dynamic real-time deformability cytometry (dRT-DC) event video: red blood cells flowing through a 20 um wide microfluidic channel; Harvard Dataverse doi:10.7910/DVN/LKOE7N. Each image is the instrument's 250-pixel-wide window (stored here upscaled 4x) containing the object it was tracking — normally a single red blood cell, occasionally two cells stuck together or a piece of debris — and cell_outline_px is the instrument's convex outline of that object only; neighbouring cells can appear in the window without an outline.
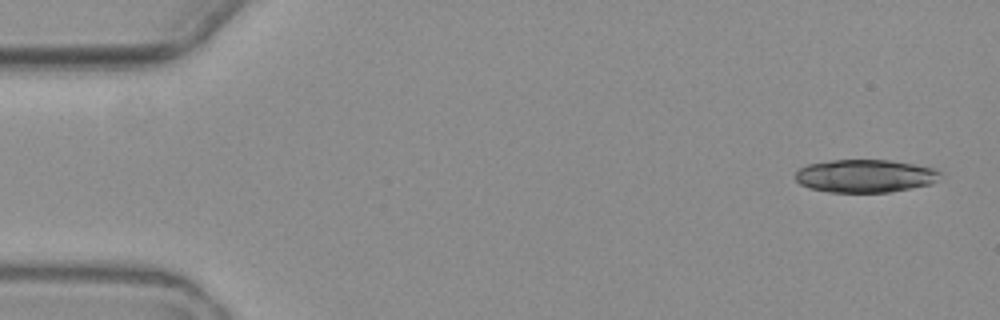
{"species": "common noctule bat (a hibernating species)", "species_latin": "Nyctalus noctula", "temperature_condition": "warm", "stored_images_in_passage": 5, "camera_frame_rate_fps": 3000, "um_per_image_px": 0.085, "animal": {"sex": "female", "body_mass_g": 19.3, "forearm_length_mm": 54.1}, "frame": {"image": 1, "passage_image": 1, "time_ms": 0.0, "image_size_px": [1000, 320], "cell_outline_px": [[940, 172], [936, 180], [932, 184], [888, 192], [828, 192], [808, 188], [800, 184], [796, 180], [796, 172], [800, 168], [808, 164], [832, 160], [888, 160], [936, 168]], "centroid_in_image_um": [73.51, 14.96], "position_along_channel_um": 11.5, "area_um2": 27.69}}